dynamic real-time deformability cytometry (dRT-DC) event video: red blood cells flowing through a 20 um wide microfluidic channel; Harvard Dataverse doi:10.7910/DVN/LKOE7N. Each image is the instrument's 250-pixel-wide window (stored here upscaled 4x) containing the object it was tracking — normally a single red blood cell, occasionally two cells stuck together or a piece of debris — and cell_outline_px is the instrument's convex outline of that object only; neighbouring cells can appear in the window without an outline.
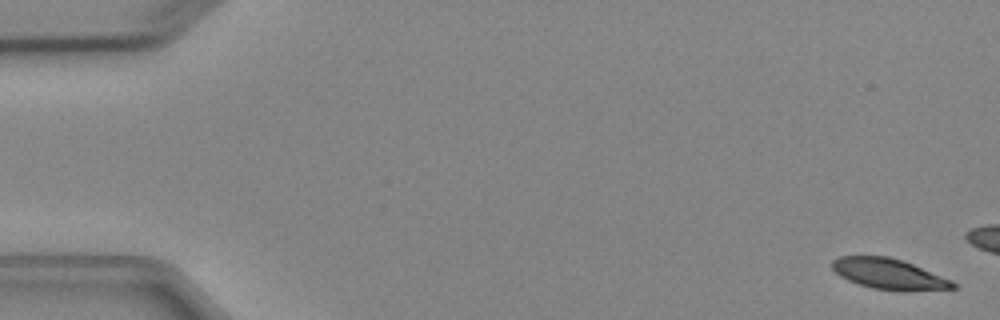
{"species": "Egyptian fruit bat (a non-hibernating species)", "species_latin": "Rousettus aegyptiacus", "temperature_condition": "cold", "stored_images_in_passage": 8, "camera_frame_rate_fps": 3000, "um_per_image_px": 0.085, "animal": {"sex": "female"}, "frame": {"image": 1, "passage_image": 1, "time_ms": 0.0, "image_size_px": [1000, 320], "cell_outline_px": [[960, 288], [872, 288], [848, 280], [840, 276], [832, 268], [832, 260], [840, 256], [888, 256], [912, 264], [952, 280], [960, 284]], "centroid_in_image_um": [75.51, 23.23], "position_along_channel_um": 9.5, "area_um2": 20.46}}
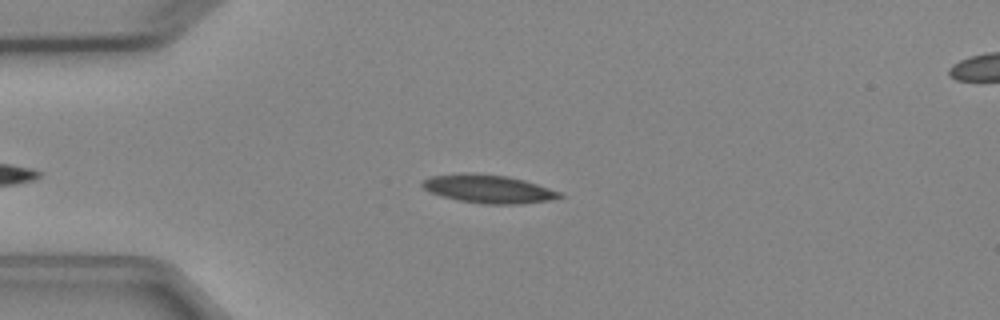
{"frame": {"image": 2, "passage_image": 5, "time_ms": 5.667, "image_size_px": [1000, 320], "cell_outline_px": [[564, 196], [548, 200], [520, 204], [484, 204], [460, 200], [444, 196], [432, 192], [424, 188], [420, 184], [424, 180], [432, 176], [508, 176], [524, 180], [560, 192]], "centroid_in_image_um": [41.6, 16.11], "position_along_channel_um": 43.4, "area_um2": 21.15}}
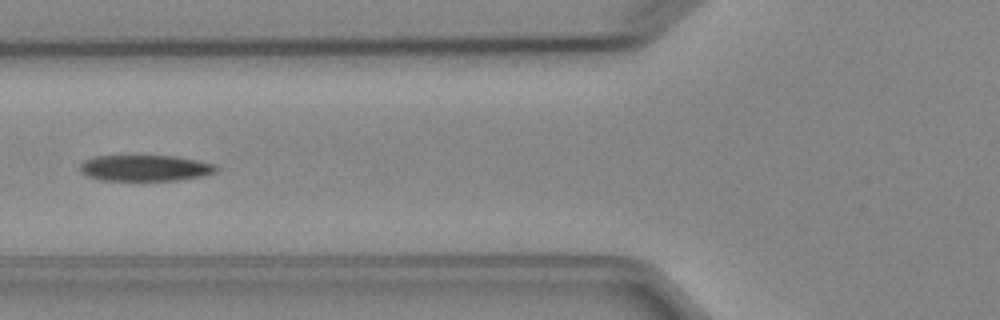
{"frame": {"image": 3, "passage_image": 7, "time_ms": 8.0, "image_size_px": [1000, 320], "cell_outline_px": [[220, 168], [216, 172], [200, 176], [176, 180], [100, 180], [88, 176], [80, 172], [80, 164], [84, 160], [96, 156], [176, 156], [200, 160], [216, 164]], "centroid_in_image_um": [12.36, 14.27], "position_along_channel_um": 113.4, "area_um2": 20.75}}